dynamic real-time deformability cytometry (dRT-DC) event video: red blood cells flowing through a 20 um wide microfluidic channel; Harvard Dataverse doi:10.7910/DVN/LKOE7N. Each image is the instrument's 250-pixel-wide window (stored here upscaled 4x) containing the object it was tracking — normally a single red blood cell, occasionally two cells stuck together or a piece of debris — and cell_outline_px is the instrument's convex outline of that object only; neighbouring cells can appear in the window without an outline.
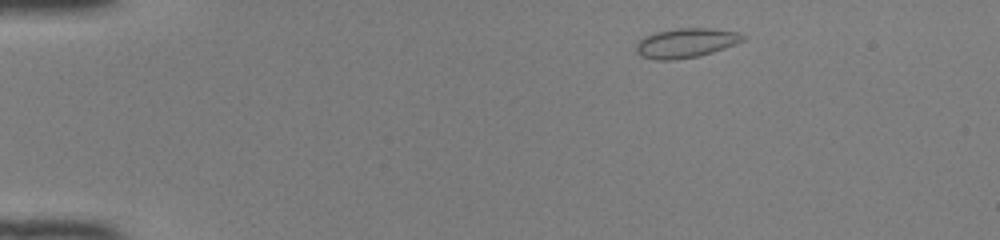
{"species": "common noctule bat (a hibernating species)", "species_latin": "Nyctalus noctula", "temperature_condition": "room temperature", "stored_images_in_passage": 44, "camera_frame_rate_fps": 3000, "um_per_image_px": 0.085, "animal": {"sex": "female", "body_mass_g": 22.0, "forearm_length_mm": 56.7}, "frame": {"image": 1, "passage_image": 3, "time_ms": 0.667, "image_size_px": [1000, 240], "cell_outline_px": [[748, 36], [744, 40], [724, 48], [712, 52], [696, 56], [672, 60], [656, 60], [640, 56], [636, 52], [636, 44], [644, 36], [656, 32], [680, 28], [712, 28], [740, 32]], "centroid_in_image_um": [58.31, 3.64], "position_along_channel_um": 26.7, "area_um2": 18.32}}
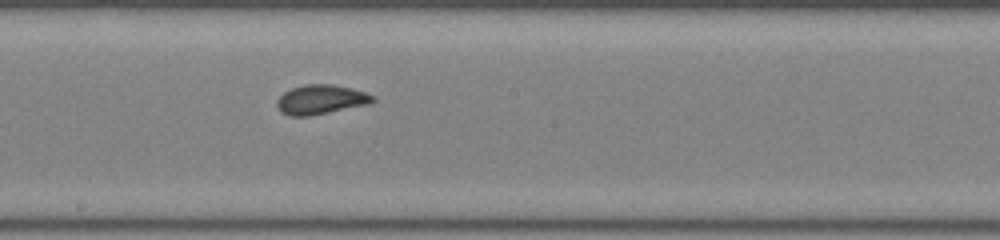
{"frame": {"image": 2, "passage_image": 23, "time_ms": 7.333, "image_size_px": [1000, 240], "cell_outline_px": [[376, 100], [372, 104], [308, 116], [288, 116], [280, 112], [276, 104], [276, 100], [284, 92], [292, 88], [304, 84], [332, 84], [352, 88], [376, 96]], "centroid_in_image_um": [27.29, 8.46], "position_along_channel_um": 220.9, "area_um2": 16.7}}
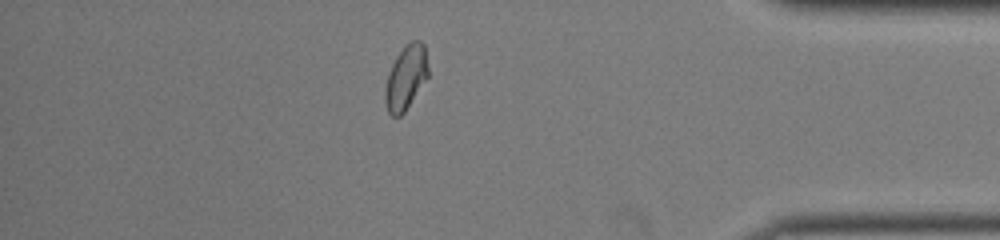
{"frame": {"image": 3, "passage_image": 38, "time_ms": 12.333, "image_size_px": [1000, 240], "cell_outline_px": [[428, 76], [404, 112], [400, 116], [392, 116], [388, 112], [384, 100], [384, 92], [388, 72], [396, 56], [412, 40], [420, 40], [424, 44], [428, 68]], "centroid_in_image_um": [34.48, 6.6], "position_along_channel_um": 400.7, "area_um2": 15.9}, "authors_computed_cell_mechanics": {"area_um2": 16.5886, "velocity_mm_per_s": 4.149, "shape_relaxation_time_tau1_ms": 3.1714, "shape_relaxation_time_tau2_ms": null, "deformation_change_tau1": 0.1081, "deformation_change_tau2": null}}